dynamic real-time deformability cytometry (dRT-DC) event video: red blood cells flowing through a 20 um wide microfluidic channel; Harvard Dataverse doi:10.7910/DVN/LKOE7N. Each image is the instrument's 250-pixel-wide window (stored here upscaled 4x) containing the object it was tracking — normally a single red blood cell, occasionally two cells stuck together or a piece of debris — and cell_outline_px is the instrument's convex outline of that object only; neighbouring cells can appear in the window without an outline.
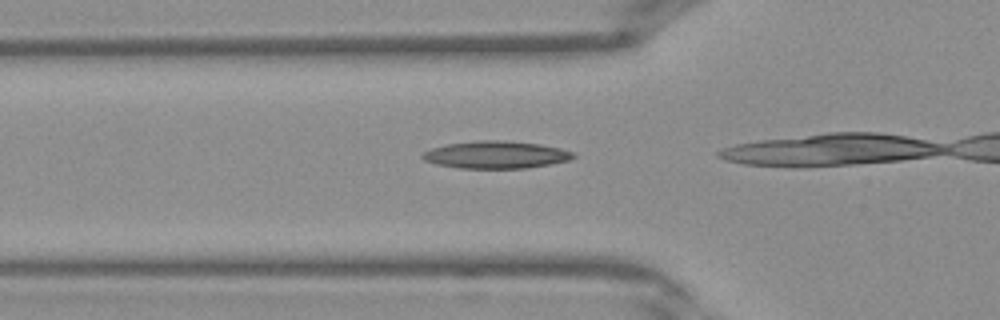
{"species": "Egyptian fruit bat (a non-hibernating species)", "species_latin": "Rousettus aegyptiacus", "temperature_condition": "warm", "stored_images_in_passage": 6, "camera_frame_rate_fps": 3000, "um_per_image_px": 0.085, "frame": {"image": 1, "passage_image": 2, "time_ms": 0.333, "image_size_px": [1000, 320], "cell_outline_px": [[576, 156], [568, 160], [548, 164], [524, 168], [460, 168], [436, 164], [424, 160], [420, 156], [424, 152], [432, 148], [448, 144], [476, 140], [500, 140], [540, 144], [560, 148], [572, 152]], "centroid_in_image_um": [42.12, 13.15], "position_along_channel_um": 83.7, "area_um2": 23.81}}
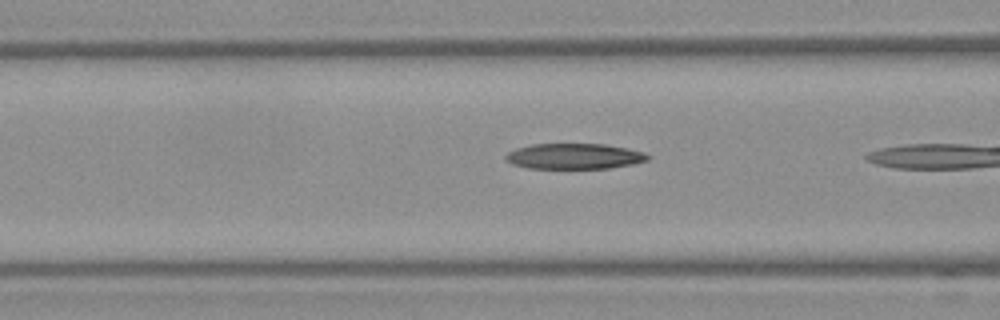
{"frame": {"image": 2, "passage_image": 4, "time_ms": 1.0, "image_size_px": [1000, 320], "cell_outline_px": [[652, 156], [648, 160], [632, 164], [608, 168], [528, 168], [512, 164], [504, 160], [504, 156], [508, 152], [516, 148], [532, 144], [604, 144], [624, 148], [640, 152]], "centroid_in_image_um": [48.75, 13.28], "position_along_channel_um": 117.8, "area_um2": 21.04}}